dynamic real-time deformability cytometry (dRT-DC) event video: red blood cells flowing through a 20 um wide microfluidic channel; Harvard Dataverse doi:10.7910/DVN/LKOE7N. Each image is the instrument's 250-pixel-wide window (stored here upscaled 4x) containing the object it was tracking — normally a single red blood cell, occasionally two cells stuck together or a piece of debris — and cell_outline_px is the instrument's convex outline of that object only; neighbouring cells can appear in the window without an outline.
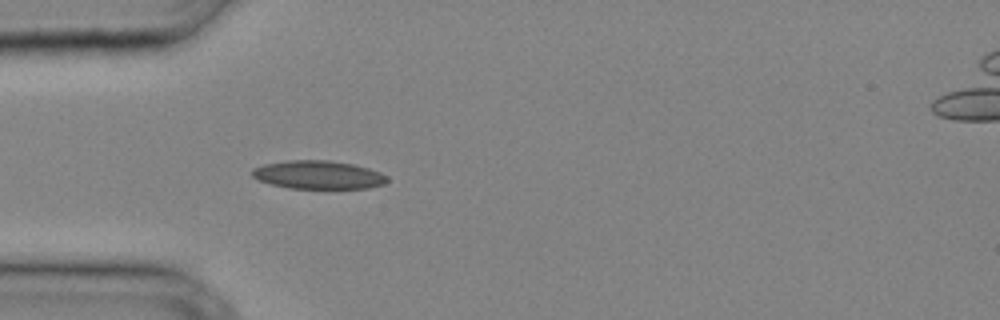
{"species": "common noctule bat (a hibernating species)", "species_latin": "Nyctalus noctula", "temperature_condition": "cold", "stored_images_in_passage": 25, "camera_frame_rate_fps": 3000, "um_per_image_px": 0.085, "animal": {"sex": "male", "body_mass_g": 20.4}, "frame": {"image": 1, "passage_image": 1, "time_ms": 0.0, "image_size_px": [1000, 320], "cell_outline_px": [[388, 180], [384, 184], [368, 188], [288, 188], [272, 184], [260, 180], [252, 176], [252, 168], [264, 164], [288, 160], [328, 160], [352, 164], [368, 168], [380, 172], [388, 176]], "centroid_in_image_um": [27.06, 14.85], "position_along_channel_um": 57.9, "area_um2": 22.2}}
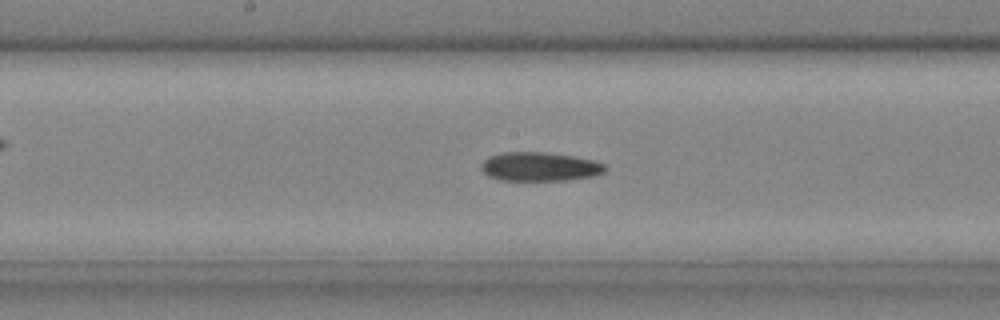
{"frame": {"image": 2, "passage_image": 9, "time_ms": 2.667, "image_size_px": [1000, 320], "cell_outline_px": [[608, 168], [604, 172], [592, 176], [564, 180], [500, 180], [488, 176], [480, 168], [480, 164], [488, 156], [504, 152], [544, 152], [572, 156], [592, 160], [604, 164]], "centroid_in_image_um": [45.84, 14.16], "position_along_channel_um": 202.4, "area_um2": 20.81}}
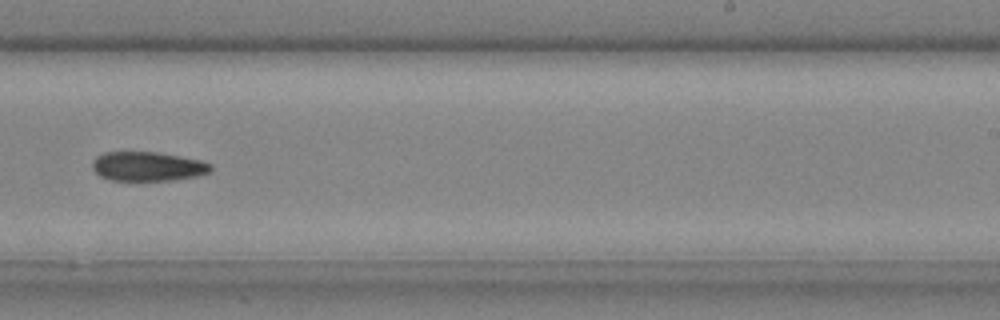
{"frame": {"image": 3, "passage_image": 13, "time_ms": 4.0, "image_size_px": [1000, 320], "cell_outline_px": [[212, 168], [208, 172], [196, 176], [172, 180], [108, 180], [100, 176], [92, 168], [92, 160], [96, 156], [104, 152], [160, 152], [200, 160], [212, 164]], "centroid_in_image_um": [12.52, 14.13], "position_along_channel_um": 276.5, "area_um2": 20.23}}